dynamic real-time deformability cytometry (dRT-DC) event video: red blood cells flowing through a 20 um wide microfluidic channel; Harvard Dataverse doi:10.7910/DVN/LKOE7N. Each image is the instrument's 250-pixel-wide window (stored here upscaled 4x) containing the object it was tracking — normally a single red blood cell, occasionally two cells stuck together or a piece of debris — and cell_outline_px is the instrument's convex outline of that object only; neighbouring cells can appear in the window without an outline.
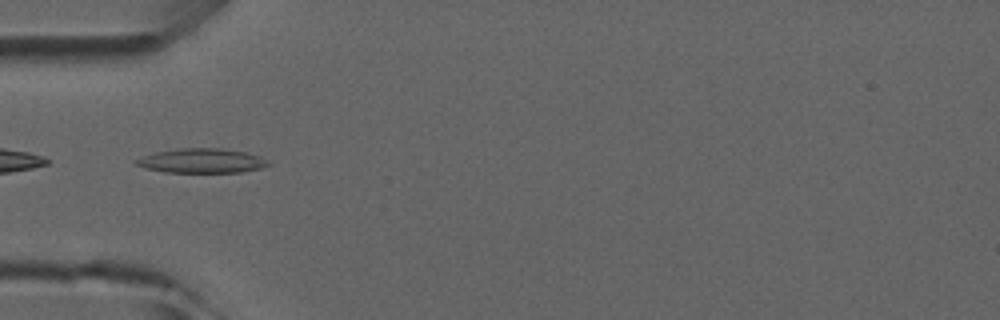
{"species": "common noctule bat (a hibernating species)", "species_latin": "Nyctalus noctula", "temperature_condition": "room temperature", "stored_images_in_passage": 2, "camera_frame_rate_fps": 3000, "um_per_image_px": 0.085, "animal": {"sex": "male", "forearm_length_mm": 52.5}, "frame": {"image": 1, "passage_image": 1, "time_ms": 0.0, "image_size_px": [1000, 320], "cell_outline_px": [[272, 164], [260, 168], [240, 172], [164, 172], [144, 168], [136, 164], [132, 160], [156, 152], [180, 148], [220, 148], [248, 152], [260, 156], [268, 160]], "centroid_in_image_um": [17.16, 13.66], "position_along_channel_um": 67.8, "area_um2": 18.9}}
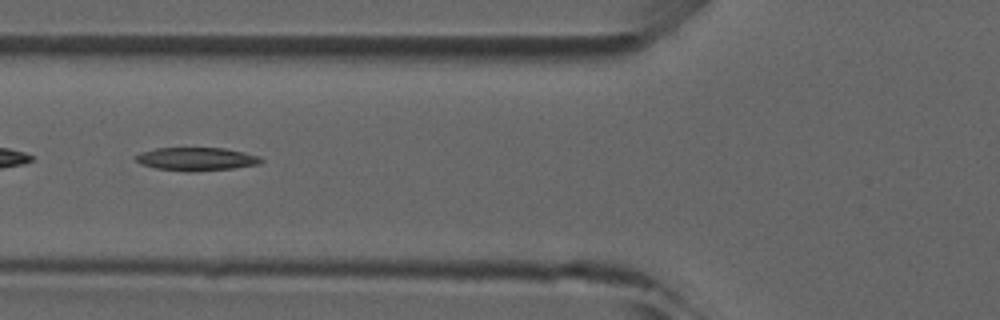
{"frame": {"image": 2, "passage_image": 2, "time_ms": 1.0, "image_size_px": [1000, 320], "cell_outline_px": [[264, 160], [260, 164], [232, 168], [192, 172], [184, 172], [156, 168], [140, 164], [136, 160], [136, 156], [140, 152], [156, 148], [224, 148], [244, 152], [260, 156]], "centroid_in_image_um": [16.7, 13.52], "position_along_channel_um": 109.1, "area_um2": 17.05}}